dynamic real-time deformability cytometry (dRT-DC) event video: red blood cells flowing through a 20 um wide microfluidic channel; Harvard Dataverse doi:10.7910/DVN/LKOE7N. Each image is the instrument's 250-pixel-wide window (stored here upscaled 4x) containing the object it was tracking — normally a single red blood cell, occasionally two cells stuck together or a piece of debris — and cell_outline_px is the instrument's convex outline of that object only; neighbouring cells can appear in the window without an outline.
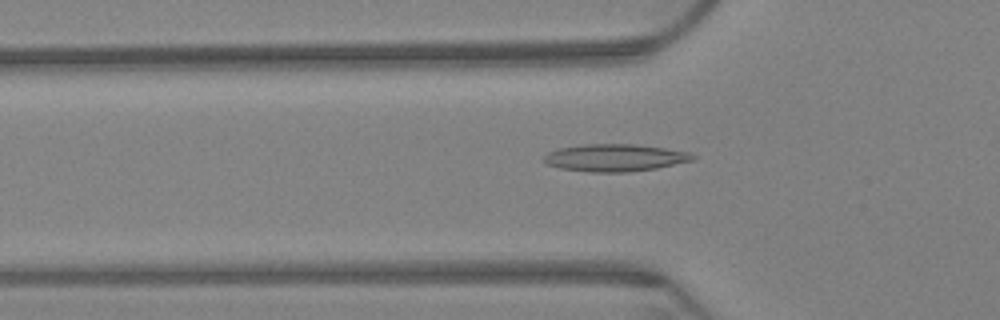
{"species": "Egyptian fruit bat (a non-hibernating species)", "species_latin": "Rousettus aegyptiacus", "temperature_condition": "warm", "stored_images_in_passage": 63, "camera_frame_rate_fps": 3000, "um_per_image_px": 0.085, "animal": {"sex": "female"}, "frame": {"image": 1, "passage_image": 21, "time_ms": 6.667, "image_size_px": [1000, 320], "cell_outline_px": [[696, 160], [656, 168], [628, 172], [592, 172], [560, 168], [548, 164], [544, 160], [544, 156], [548, 152], [560, 148], [584, 144], [636, 144], [664, 148], [688, 152], [696, 156]], "centroid_in_image_um": [52.3, 13.4], "position_along_channel_um": 73.5, "area_um2": 23.58}}
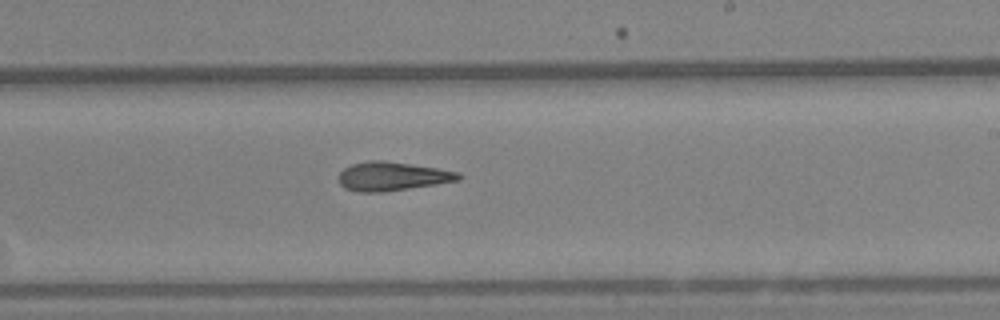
{"frame": {"image": 2, "passage_image": 38, "time_ms": 12.333, "image_size_px": [1000, 320], "cell_outline_px": [[464, 176], [460, 180], [436, 184], [380, 192], [360, 192], [344, 188], [340, 184], [340, 172], [344, 168], [352, 164], [372, 160], [384, 160], [436, 168], [460, 172]], "centroid_in_image_um": [33.36, 14.98], "position_along_channel_um": 255.6, "area_um2": 19.94}}
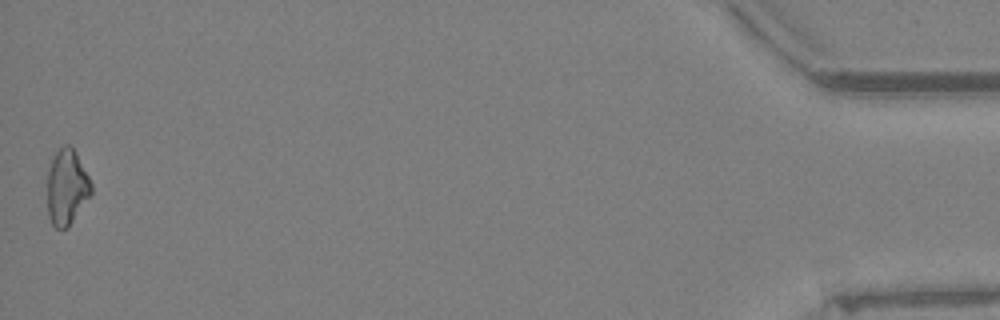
{"frame": {"image": 3, "passage_image": 63, "time_ms": 20.667, "image_size_px": [1000, 320], "cell_outline_px": [[92, 192], [68, 228], [56, 228], [52, 224], [48, 216], [48, 172], [52, 160], [56, 152], [64, 144], [68, 144], [76, 152], [92, 184]], "centroid_in_image_um": [5.68, 15.92], "position_along_channel_um": 429.5, "area_um2": 19.07}}